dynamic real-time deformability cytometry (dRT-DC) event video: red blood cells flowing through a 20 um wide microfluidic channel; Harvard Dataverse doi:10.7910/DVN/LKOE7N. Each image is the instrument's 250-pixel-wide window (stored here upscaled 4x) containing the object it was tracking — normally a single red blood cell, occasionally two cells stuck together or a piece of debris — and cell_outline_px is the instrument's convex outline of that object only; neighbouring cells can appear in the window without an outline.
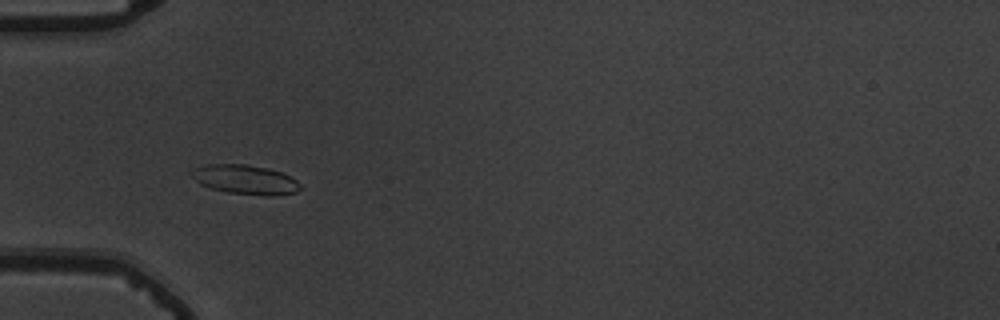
{"species": "common noctule bat (a hibernating species)", "species_latin": "Nyctalus noctula", "temperature_condition": "warm", "stored_images_in_passage": 39, "camera_frame_rate_fps": 3000, "um_per_image_px": 0.085, "animal": {"sex": "male", "body_mass_g": 19.5, "forearm_length_mm": 54.6}, "frame": {"image": 1, "passage_image": 1, "time_ms": 0.0, "image_size_px": [1000, 320], "cell_outline_px": [[304, 188], [296, 192], [276, 196], [264, 196], [228, 192], [212, 188], [200, 184], [188, 172], [192, 168], [208, 164], [248, 164], [268, 168], [280, 172], [296, 180]], "centroid_in_image_um": [20.85, 15.26], "position_along_channel_um": 64.1, "area_um2": 18.79}}
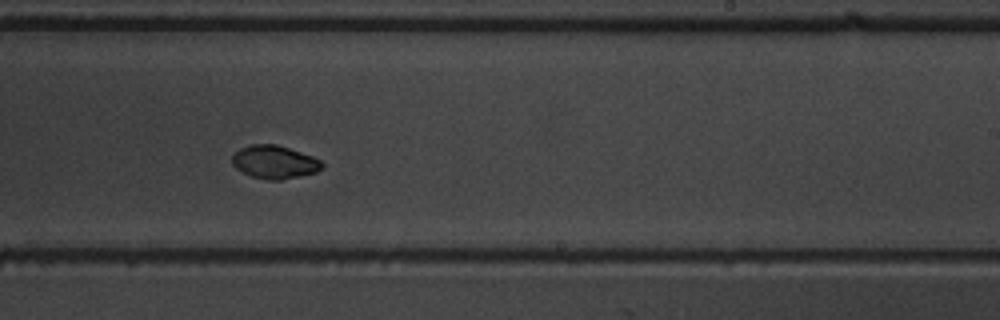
{"frame": {"image": 2, "passage_image": 18, "time_ms": 5.667, "image_size_px": [1000, 320], "cell_outline_px": [[324, 168], [316, 172], [280, 180], [264, 180], [252, 176], [236, 168], [232, 164], [232, 156], [240, 148], [248, 144], [276, 144], [312, 156], [320, 160], [324, 164]], "centroid_in_image_um": [23.33, 13.77], "position_along_channel_um": 265.7, "area_um2": 17.34}}
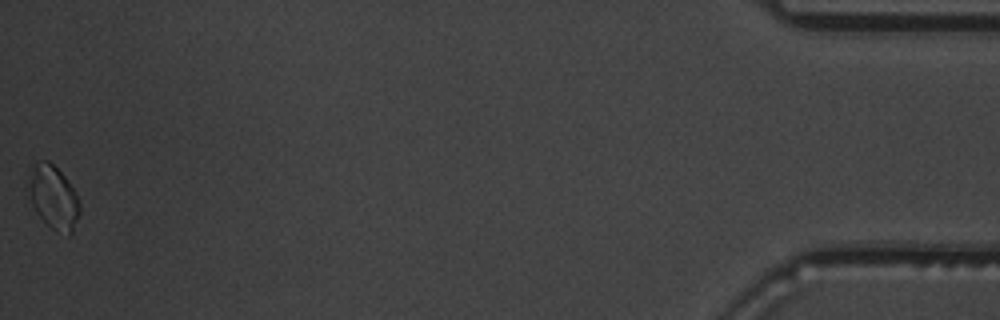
{"frame": {"image": 3, "passage_image": 39, "time_ms": 12.667, "image_size_px": [1000, 320], "cell_outline_px": [[80, 212], [72, 232], [68, 236], [56, 232], [36, 212], [32, 204], [24, 184], [36, 160], [48, 160], [64, 176], [76, 192], [80, 204]], "centroid_in_image_um": [4.5, 16.75], "position_along_channel_um": 430.7, "area_um2": 19.31}, "authors_computed_cell_mechanics": {"area_um2": 17.7446, "velocity_mm_per_s": 3.6145, "shape_relaxation_time_tau1_ms": 6.6366, "shape_relaxation_time_tau2_ms": 0.7539, "deformation_change_tau1": 0.2024, "deformation_change_tau2": 0.0214}}